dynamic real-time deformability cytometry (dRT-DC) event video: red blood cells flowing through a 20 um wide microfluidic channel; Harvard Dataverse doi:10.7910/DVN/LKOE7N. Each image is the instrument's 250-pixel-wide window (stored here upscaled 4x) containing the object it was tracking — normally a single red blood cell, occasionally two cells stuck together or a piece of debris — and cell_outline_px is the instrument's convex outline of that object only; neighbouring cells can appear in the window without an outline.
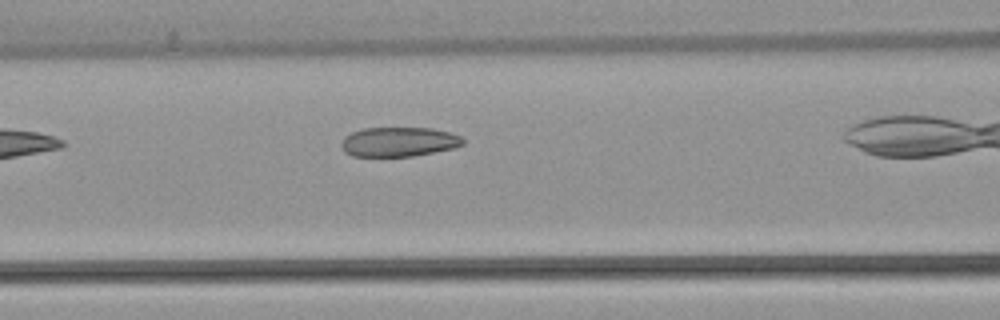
{"species": "common noctule bat (a hibernating species)", "species_latin": "Nyctalus noctula", "temperature_condition": "warm", "stored_images_in_passage": 6, "camera_frame_rate_fps": 3000, "um_per_image_px": 0.085, "animal": {"sex": "female", "body_mass_g": 22.7, "forearm_length_mm": 54.2}, "frame": {"image": 1, "passage_image": 3, "time_ms": 0.667, "image_size_px": [1000, 320], "cell_outline_px": [[464, 144], [456, 148], [412, 156], [352, 156], [344, 152], [340, 144], [344, 136], [352, 132], [364, 128], [432, 128], [448, 132], [460, 136], [464, 140]], "centroid_in_image_um": [33.89, 12.06], "position_along_channel_um": 132.7, "area_um2": 20.98}}